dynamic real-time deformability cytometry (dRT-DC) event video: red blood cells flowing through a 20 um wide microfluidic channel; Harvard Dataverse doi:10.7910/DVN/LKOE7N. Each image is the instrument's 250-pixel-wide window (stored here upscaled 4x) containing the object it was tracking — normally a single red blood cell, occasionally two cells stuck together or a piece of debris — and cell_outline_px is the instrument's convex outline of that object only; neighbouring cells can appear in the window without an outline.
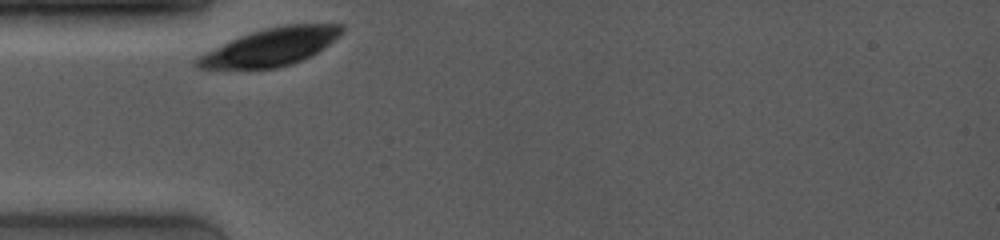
{"species": "common noctule bat (a hibernating species)", "species_latin": "Nyctalus noctula", "temperature_condition": "room temperature", "stored_images_in_passage": 10, "camera_frame_rate_fps": 4000, "um_per_image_px": 0.085, "animal": {"sex": "female", "body_mass_g": 19.0, "forearm_length_mm": 53.3}, "frame": {"image": 1, "passage_image": 1, "time_ms": 0.0, "image_size_px": [1000, 240], "cell_outline_px": [[344, 32], [340, 36], [316, 52], [292, 64], [276, 68], [196, 68], [192, 60], [196, 56], [240, 36], [264, 28], [284, 24], [344, 24]], "centroid_in_image_um": [23.0, 3.98], "position_along_channel_um": 62.0, "area_um2": 31.44}}